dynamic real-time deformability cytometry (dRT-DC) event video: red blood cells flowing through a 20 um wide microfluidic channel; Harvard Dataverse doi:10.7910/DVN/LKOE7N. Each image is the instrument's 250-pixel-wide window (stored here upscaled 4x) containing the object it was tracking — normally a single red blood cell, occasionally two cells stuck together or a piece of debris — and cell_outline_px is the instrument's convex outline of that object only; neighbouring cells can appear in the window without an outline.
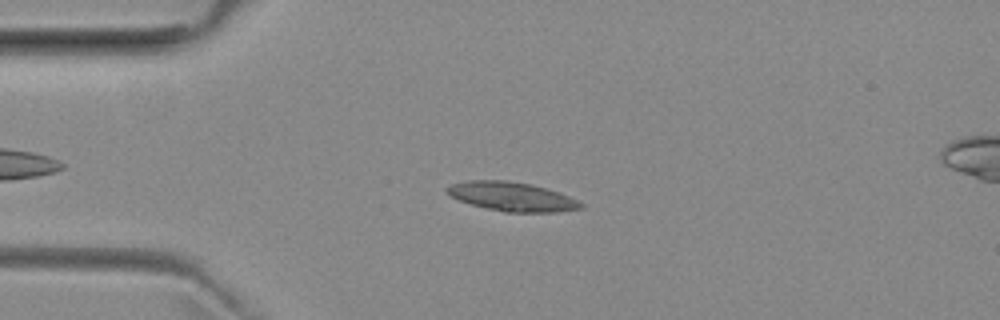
{"species": "common noctule bat (a hibernating species)", "species_latin": "Nyctalus noctula", "temperature_condition": "room temperature", "stored_images_in_passage": 53, "camera_frame_rate_fps": 3000, "um_per_image_px": 0.085, "animal": {"sex": "female", "body_mass_g": 29.2, "forearm_length_mm": 56.3}, "frame": {"image": 1, "passage_image": 12, "time_ms": 3.667, "image_size_px": [1000, 320], "cell_outline_px": [[584, 208], [556, 212], [504, 212], [472, 204], [460, 200], [452, 196], [444, 188], [452, 184], [468, 180], [504, 180], [532, 184], [568, 196], [584, 204]], "centroid_in_image_um": [43.52, 16.71], "position_along_channel_um": 41.5, "area_um2": 22.31}}
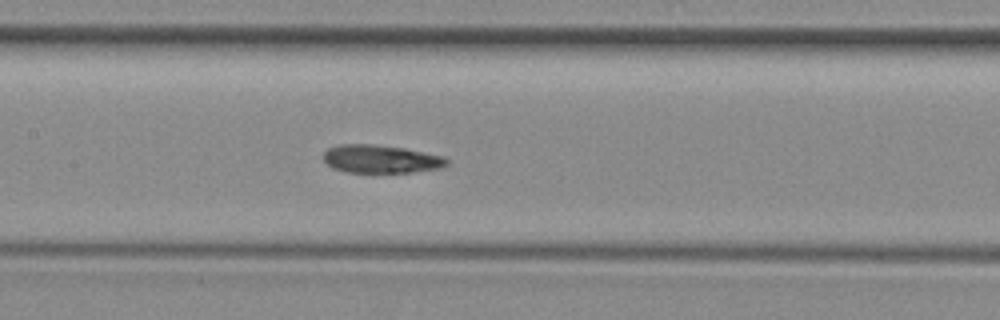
{"frame": {"image": 2, "passage_image": 24, "time_ms": 7.667, "image_size_px": [1000, 320], "cell_outline_px": [[448, 164], [444, 168], [412, 172], [348, 172], [332, 168], [324, 160], [324, 152], [328, 148], [340, 144], [372, 144], [404, 148], [444, 156], [448, 160]], "centroid_in_image_um": [32.4, 13.51], "position_along_channel_um": 175.0, "area_um2": 20.23}}
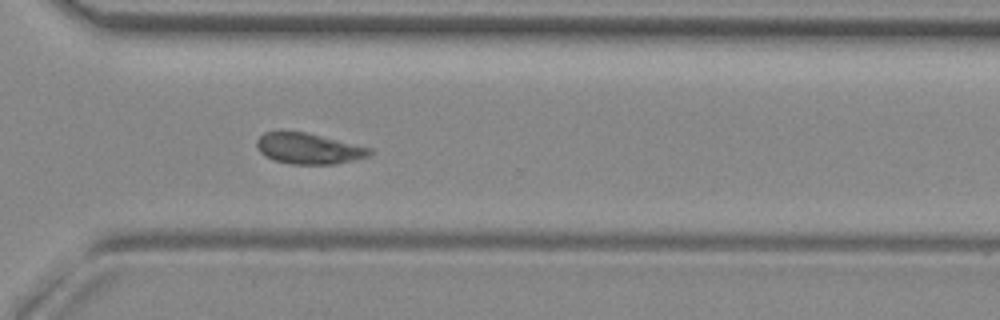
{"frame": {"image": 3, "passage_image": 37, "time_ms": 12.0, "image_size_px": [1000, 320], "cell_outline_px": [[372, 152], [368, 156], [352, 160], [332, 164], [288, 164], [272, 160], [264, 156], [256, 148], [256, 140], [264, 132], [304, 132], [372, 148]], "centroid_in_image_um": [26.18, 12.64], "position_along_channel_um": 344.4, "area_um2": 20.11}, "authors_computed_cell_mechanics": {"area_um2": 20.9814, "velocity_mm_per_s": 3.9141, "shape_relaxation_time_tau1_ms": 10.5852, "shape_relaxation_time_tau2_ms": 2.2853, "deformation_change_tau1": 0.1843, "deformation_change_tau2": 0.0527}}